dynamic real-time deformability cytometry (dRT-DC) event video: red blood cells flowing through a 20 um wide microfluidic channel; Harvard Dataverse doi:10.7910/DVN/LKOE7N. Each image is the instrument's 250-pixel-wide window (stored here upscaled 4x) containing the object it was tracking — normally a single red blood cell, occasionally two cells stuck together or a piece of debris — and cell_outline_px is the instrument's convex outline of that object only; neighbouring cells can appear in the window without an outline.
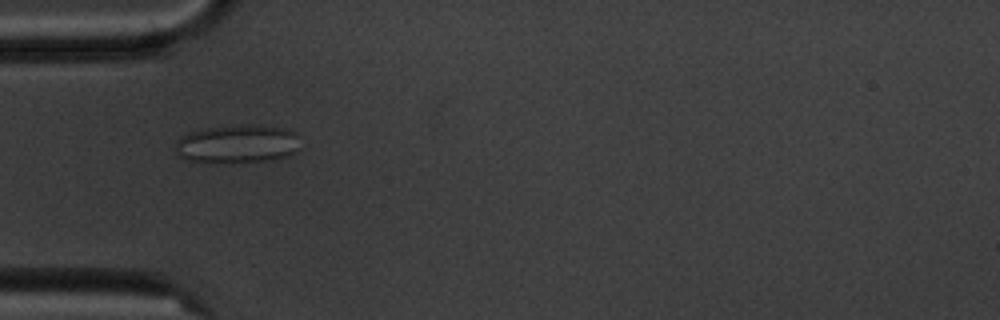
{"species": "common noctule bat (a hibernating species)", "species_latin": "Nyctalus noctula", "temperature_condition": "cold", "stored_images_in_passage": 5, "camera_frame_rate_fps": 3000, "um_per_image_px": 0.085, "animal": {"sex": "male", "body_mass_g": 20.1, "forearm_length_mm": 53.5}, "frame": {"image": 1, "passage_image": 4, "time_ms": 3.333, "image_size_px": [1000, 320], "cell_outline_px": [[296, 152], [288, 156], [272, 160], [188, 160], [176, 156], [176, 140], [180, 136], [188, 132], [204, 128], [240, 124], [260, 124], [280, 128], [296, 132]], "centroid_in_image_um": [20.14, 12.18], "position_along_channel_um": 64.9, "area_um2": 27.28}}
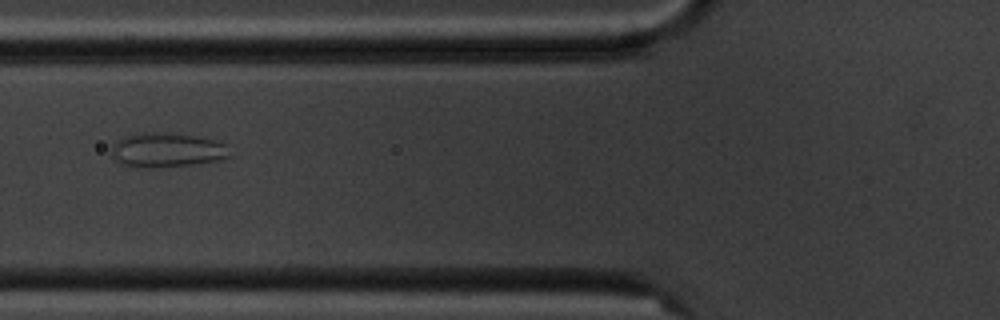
{"frame": {"image": 2, "passage_image": 5, "time_ms": 4.667, "image_size_px": [1000, 320], "cell_outline_px": [[232, 156], [216, 160], [196, 164], [156, 168], [136, 168], [112, 160], [112, 144], [116, 140], [124, 136], [144, 132], [164, 132], [196, 136], [220, 140], [228, 144]], "centroid_in_image_um": [14.2, 12.75], "position_along_channel_um": 111.6, "area_um2": 24.39}}